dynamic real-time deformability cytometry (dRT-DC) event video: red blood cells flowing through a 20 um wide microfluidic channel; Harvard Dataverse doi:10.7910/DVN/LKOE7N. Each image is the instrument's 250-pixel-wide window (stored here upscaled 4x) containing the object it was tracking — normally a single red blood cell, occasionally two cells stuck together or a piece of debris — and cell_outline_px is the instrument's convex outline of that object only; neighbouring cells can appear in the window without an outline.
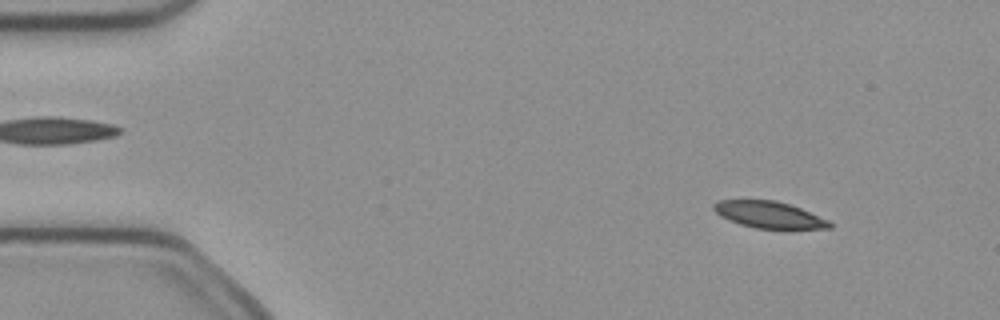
{"species": "common noctule bat (a hibernating species)", "species_latin": "Nyctalus noctula", "temperature_condition": "cold", "stored_images_in_passage": 5, "camera_frame_rate_fps": 3000, "um_per_image_px": 0.085, "animal": {"sex": "female", "body_mass_g": 21.9}, "frame": {"image": 1, "passage_image": 1, "time_ms": 0.0, "image_size_px": [1000, 320], "cell_outline_px": [[832, 228], [756, 228], [740, 224], [728, 220], [720, 216], [712, 208], [712, 204], [716, 200], [776, 200], [800, 208], [828, 220], [832, 224]], "centroid_in_image_um": [65.31, 18.24], "position_along_channel_um": 19.7, "area_um2": 17.8}}